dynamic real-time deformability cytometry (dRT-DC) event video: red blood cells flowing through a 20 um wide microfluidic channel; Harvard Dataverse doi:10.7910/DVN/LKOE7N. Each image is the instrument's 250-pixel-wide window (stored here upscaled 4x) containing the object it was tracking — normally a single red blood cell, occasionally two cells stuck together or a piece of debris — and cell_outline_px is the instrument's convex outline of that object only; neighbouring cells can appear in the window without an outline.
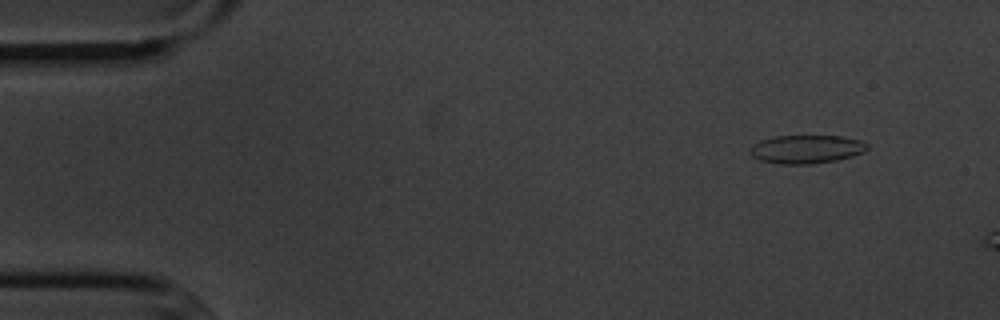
{"species": "common noctule bat (a hibernating species)", "species_latin": "Nyctalus noctula", "temperature_condition": "cold", "stored_images_in_passage": 4, "segment_of_instrument_passage": [2, 2], "camera_frame_rate_fps": 3000, "um_per_image_px": 0.085, "animal": {"sex": "male", "body_mass_g": 20.1, "forearm_length_mm": 53.5}, "frame": {"image": 1, "passage_image": 4, "time_ms": 4.333, "image_size_px": [1000, 320], "cell_outline_px": [[868, 148], [864, 152], [852, 156], [836, 160], [808, 164], [780, 164], [760, 160], [752, 156], [748, 152], [748, 148], [752, 144], [760, 140], [772, 136], [844, 136], [860, 140], [868, 144]], "centroid_in_image_um": [68.5, 12.67], "position_along_channel_um": 16.5, "area_um2": 19.59}}